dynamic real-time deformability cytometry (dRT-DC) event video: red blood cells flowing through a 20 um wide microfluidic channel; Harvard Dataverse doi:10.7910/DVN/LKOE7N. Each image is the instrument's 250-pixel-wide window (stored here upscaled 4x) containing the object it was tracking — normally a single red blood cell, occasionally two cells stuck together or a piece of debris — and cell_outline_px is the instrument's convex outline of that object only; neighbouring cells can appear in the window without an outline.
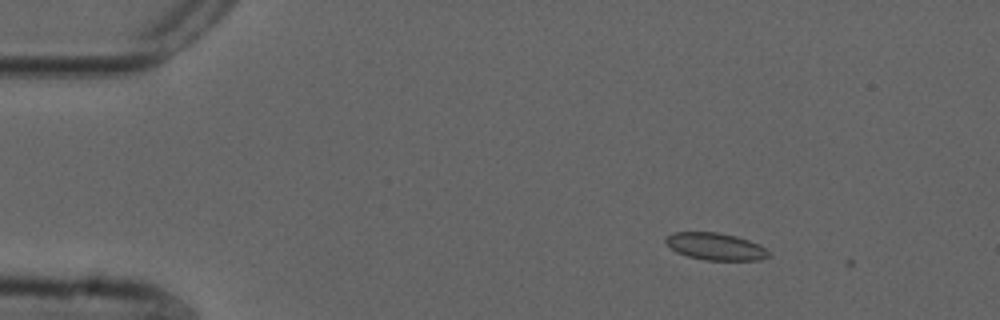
{"species": "common noctule bat (a hibernating species)", "species_latin": "Nyctalus noctula", "temperature_condition": "cold", "stored_images_in_passage": 4, "camera_frame_rate_fps": 3000, "um_per_image_px": 0.085, "animal": {"sex": "male", "forearm_length_mm": 52.5}, "frame": {"image": 1, "passage_image": 1, "time_ms": 0.0, "image_size_px": [1000, 320], "cell_outline_px": [[772, 256], [760, 260], [704, 260], [688, 256], [676, 252], [664, 240], [672, 232], [716, 232], [736, 236], [760, 244]], "centroid_in_image_um": [60.84, 20.95], "position_along_channel_um": 24.2, "area_um2": 16.24}}